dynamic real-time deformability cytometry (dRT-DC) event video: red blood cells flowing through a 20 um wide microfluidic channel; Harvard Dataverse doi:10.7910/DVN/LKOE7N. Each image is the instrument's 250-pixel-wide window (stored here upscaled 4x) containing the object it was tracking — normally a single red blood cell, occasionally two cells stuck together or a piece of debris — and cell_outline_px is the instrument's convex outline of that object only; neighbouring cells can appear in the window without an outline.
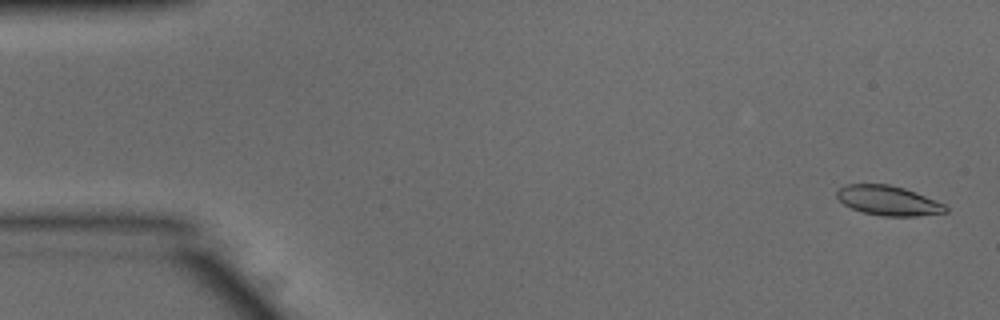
{"species": "common noctule bat (a hibernating species)", "species_latin": "Nyctalus noctula", "temperature_condition": "warm", "stored_images_in_passage": 52, "camera_frame_rate_fps": 3000, "um_per_image_px": 0.085, "animal": {"sex": "male", "body_mass_g": 15.6}, "frame": {"image": 1, "passage_image": 2, "time_ms": 0.333, "image_size_px": [1000, 320], "cell_outline_px": [[948, 212], [916, 216], [884, 216], [864, 212], [852, 208], [844, 204], [836, 196], [836, 192], [840, 188], [848, 184], [888, 184], [904, 188], [944, 204], [948, 208]], "centroid_in_image_um": [75.5, 17.05], "position_along_channel_um": 9.5, "area_um2": 18.5}}
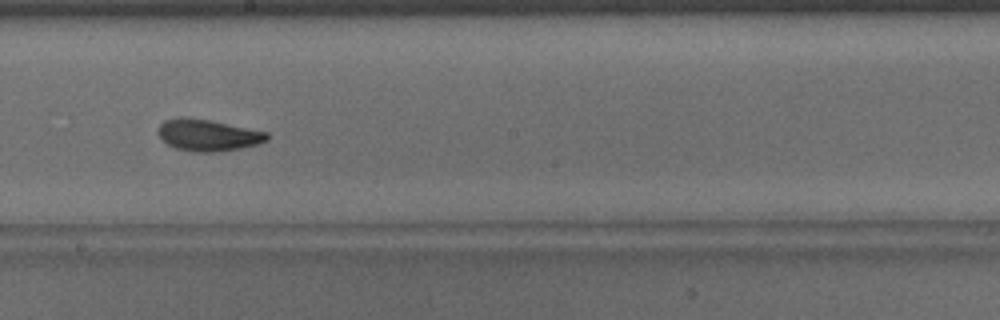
{"frame": {"image": 2, "passage_image": 29, "time_ms": 9.333, "image_size_px": [1000, 320], "cell_outline_px": [[268, 140], [256, 144], [240, 148], [216, 152], [196, 152], [176, 148], [168, 144], [156, 132], [160, 124], [164, 120], [176, 116], [184, 116], [208, 120], [268, 132]], "centroid_in_image_um": [17.63, 11.47], "position_along_channel_um": 230.6, "area_um2": 20.0}}
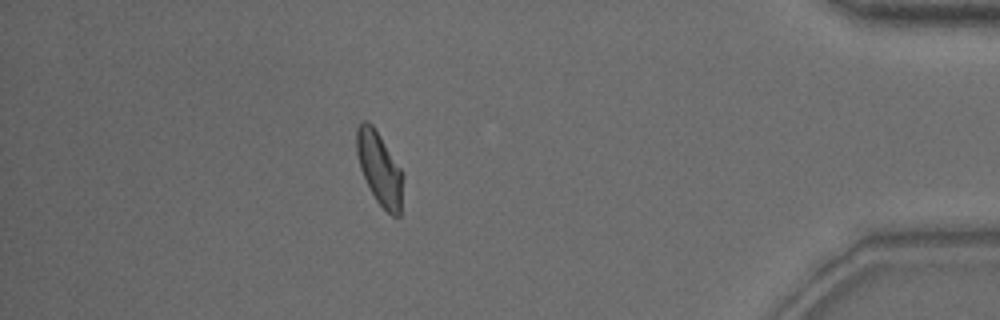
{"frame": {"image": 3, "passage_image": 46, "time_ms": 15.0, "image_size_px": [1000, 320], "cell_outline_px": [[404, 176], [400, 216], [392, 216], [376, 200], [360, 168], [356, 152], [356, 128], [364, 120], [368, 120], [372, 124], [404, 172]], "centroid_in_image_um": [32.28, 14.31], "position_along_channel_um": 402.9, "area_um2": 19.71}, "authors_computed_cell_mechanics": {"area_um2": 19.4786, "velocity_mm_per_s": 3.8551, "shape_relaxation_time_tau1_ms": 3.6138, "shape_relaxation_time_tau2_ms": 1.0438, "deformation_change_tau1": 0.1477, "deformation_change_tau2": 0.0752}}